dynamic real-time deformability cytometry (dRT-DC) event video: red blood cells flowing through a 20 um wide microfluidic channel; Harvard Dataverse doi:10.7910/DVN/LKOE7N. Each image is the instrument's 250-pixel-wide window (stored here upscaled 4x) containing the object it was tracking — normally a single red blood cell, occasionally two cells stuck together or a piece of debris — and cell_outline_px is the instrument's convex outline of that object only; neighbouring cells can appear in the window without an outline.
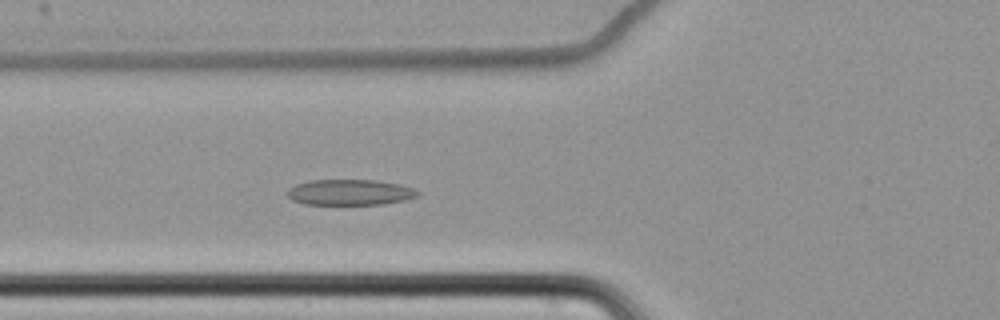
{"species": "common noctule bat (a hibernating species)", "species_latin": "Nyctalus noctula", "temperature_condition": "cold", "stored_images_in_passage": 55, "camera_frame_rate_fps": 3000, "um_per_image_px": 0.085, "animal": {"sex": "female", "body_mass_g": 22.7, "forearm_length_mm": 54.2}, "frame": {"image": 1, "passage_image": 18, "time_ms": 5.667, "image_size_px": [1000, 320], "cell_outline_px": [[420, 192], [416, 196], [404, 200], [384, 204], [304, 204], [292, 200], [288, 196], [288, 188], [296, 184], [308, 180], [376, 180], [400, 184], [412, 188]], "centroid_in_image_um": [29.72, 16.34], "position_along_channel_um": 96.1, "area_um2": 19.48}}
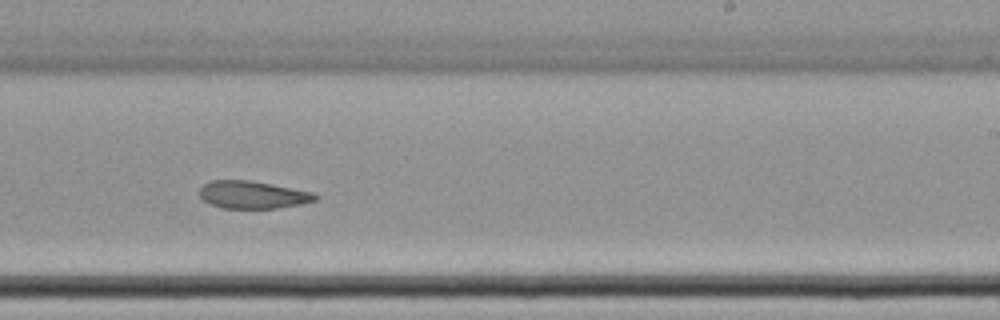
{"frame": {"image": 2, "passage_image": 33, "time_ms": 10.667, "image_size_px": [1000, 320], "cell_outline_px": [[320, 196], [316, 200], [300, 204], [276, 208], [220, 208], [204, 200], [200, 196], [200, 188], [204, 184], [212, 180], [248, 180], [272, 184], [312, 192]], "centroid_in_image_um": [21.48, 16.55], "position_along_channel_um": 267.5, "area_um2": 18.44}}
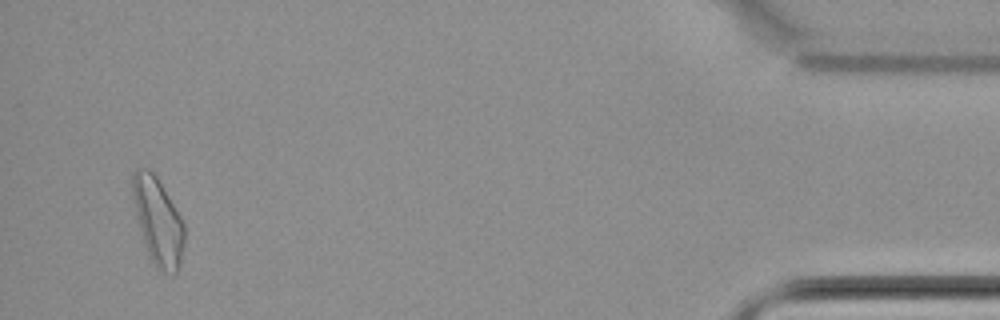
{"frame": {"image": 3, "passage_image": 53, "time_ms": 17.333, "image_size_px": [1000, 320], "cell_outline_px": [[184, 244], [180, 264], [176, 272], [160, 272], [156, 268], [148, 252], [136, 216], [132, 196], [132, 172], [136, 168], [148, 168], [156, 176], [180, 216], [184, 224]], "centroid_in_image_um": [13.42, 18.78], "position_along_channel_um": 421.8, "area_um2": 25.84}, "authors_computed_cell_mechanics": {"area_um2": 20.808, "velocity_mm_per_s": 3.4313, "shape_relaxation_time_tau1_ms": 10.8461, "shape_relaxation_time_tau2_ms": 3.4, "deformation_change_tau1": 0.1326, "deformation_change_tau2": 0.0931}}